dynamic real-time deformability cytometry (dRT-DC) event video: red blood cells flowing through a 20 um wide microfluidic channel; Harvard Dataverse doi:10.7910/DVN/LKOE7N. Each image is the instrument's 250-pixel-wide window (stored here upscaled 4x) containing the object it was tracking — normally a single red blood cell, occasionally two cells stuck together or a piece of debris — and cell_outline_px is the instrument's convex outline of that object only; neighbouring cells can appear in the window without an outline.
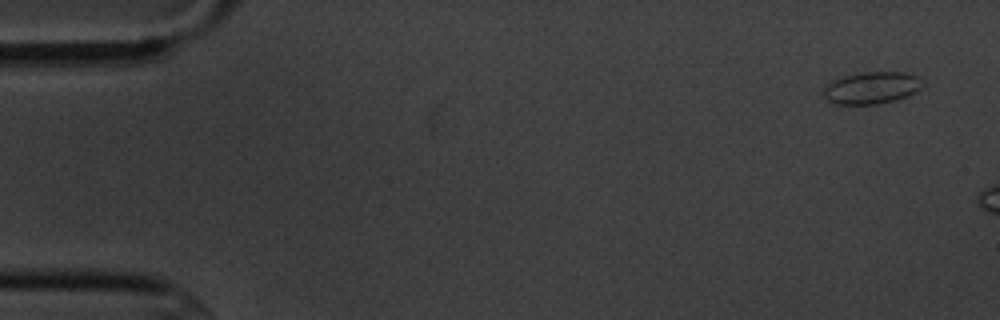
{"species": "common noctule bat (a hibernating species)", "species_latin": "Nyctalus noctula", "temperature_condition": "cold", "stored_images_in_passage": 7, "camera_frame_rate_fps": 3000, "um_per_image_px": 0.085, "animal": {"sex": "male", "body_mass_g": 20.1, "forearm_length_mm": 53.5}, "frame": {"image": 1, "passage_image": 1, "time_ms": 0.0, "image_size_px": [1000, 320], "cell_outline_px": [[924, 84], [916, 92], [908, 96], [896, 100], [876, 104], [836, 104], [824, 100], [820, 96], [820, 92], [832, 80], [860, 72], [904, 72], [916, 76]], "centroid_in_image_um": [74.03, 7.48], "position_along_channel_um": 11.0, "area_um2": 18.73}}